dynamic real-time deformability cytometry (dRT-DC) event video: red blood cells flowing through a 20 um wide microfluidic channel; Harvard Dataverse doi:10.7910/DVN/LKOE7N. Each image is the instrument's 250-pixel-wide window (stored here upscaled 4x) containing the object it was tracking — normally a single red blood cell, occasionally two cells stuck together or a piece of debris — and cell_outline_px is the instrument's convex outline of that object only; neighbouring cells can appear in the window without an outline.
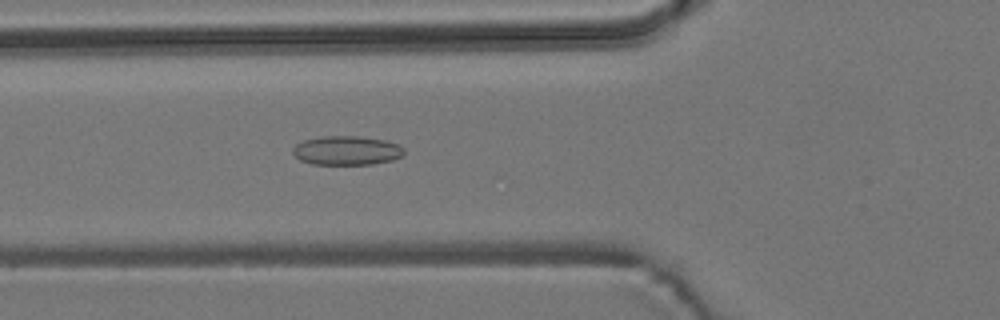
{"species": "common noctule bat (a hibernating species)", "species_latin": "Nyctalus noctula", "temperature_condition": "room temperature", "stored_images_in_passage": 5, "camera_frame_rate_fps": 3000, "um_per_image_px": 0.085, "animal": {"sex": "male", "body_mass_g": 19.2, "forearm_length_mm": 51.8}, "frame": {"image": 1, "passage_image": 5, "time_ms": 4.667, "image_size_px": [1000, 320], "cell_outline_px": [[404, 152], [400, 156], [392, 160], [372, 164], [312, 164], [300, 160], [292, 152], [292, 148], [296, 144], [304, 140], [320, 136], [360, 136], [384, 140], [400, 144], [404, 148]], "centroid_in_image_um": [29.46, 12.78], "position_along_channel_um": 96.3, "area_um2": 18.9}}